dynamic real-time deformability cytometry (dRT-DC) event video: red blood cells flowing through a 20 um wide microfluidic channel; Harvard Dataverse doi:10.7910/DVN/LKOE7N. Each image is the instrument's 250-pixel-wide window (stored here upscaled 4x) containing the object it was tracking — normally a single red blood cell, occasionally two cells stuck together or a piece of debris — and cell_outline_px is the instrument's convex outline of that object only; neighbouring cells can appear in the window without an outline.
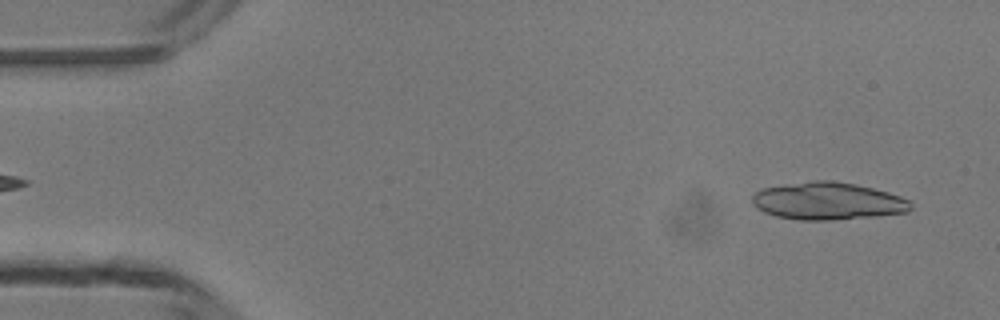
{"species": "common noctule bat (a hibernating species)", "species_latin": "Nyctalus noctula", "temperature_condition": "room temperature", "stored_images_in_passage": 4, "camera_frame_rate_fps": 3000, "um_per_image_px": 0.085, "animal": {"sex": "male", "body_mass_g": 13.3}, "frame": {"image": 1, "passage_image": 4, "time_ms": 4.333, "image_size_px": [1000, 320], "cell_outline_px": [[912, 208], [908, 212], [876, 216], [832, 220], [800, 220], [776, 216], [764, 212], [756, 208], [752, 204], [752, 196], [756, 192], [764, 188], [812, 180], [832, 180], [856, 184], [888, 192], [900, 196], [908, 200], [912, 204]], "centroid_in_image_um": [70.37, 17.09], "position_along_channel_um": 14.6, "area_um2": 34.62}}